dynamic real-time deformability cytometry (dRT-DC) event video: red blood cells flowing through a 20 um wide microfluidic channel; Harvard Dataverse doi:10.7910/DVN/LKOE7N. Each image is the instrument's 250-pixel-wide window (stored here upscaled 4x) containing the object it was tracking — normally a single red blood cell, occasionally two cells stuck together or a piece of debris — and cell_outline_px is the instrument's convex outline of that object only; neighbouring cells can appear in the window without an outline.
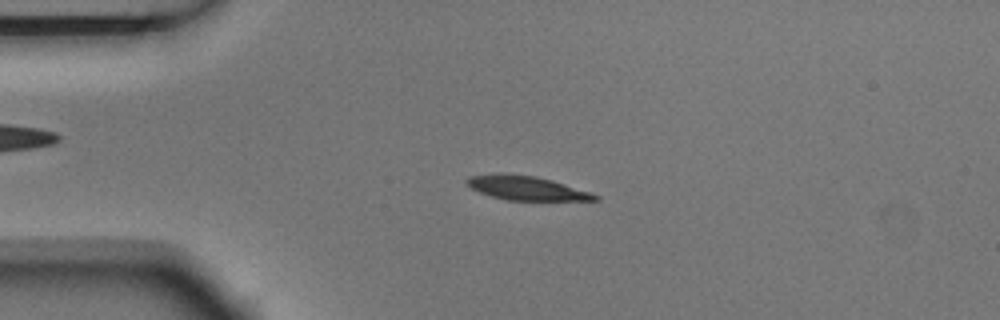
{"species": "Egyptian fruit bat (a non-hibernating species)", "species_latin": "Rousettus aegyptiacus", "temperature_condition": "room temperature", "stored_images_in_passage": 4, "camera_frame_rate_fps": 3000, "um_per_image_px": 0.085, "animal": {"sex": "male"}, "frame": {"image": 1, "passage_image": 3, "time_ms": 0.667, "image_size_px": [1000, 320], "cell_outline_px": [[600, 200], [504, 200], [480, 192], [464, 184], [464, 180], [468, 176], [536, 176], [552, 180], [592, 192], [600, 196]], "centroid_in_image_um": [44.83, 16.03], "position_along_channel_um": 40.2, "area_um2": 17.28}}